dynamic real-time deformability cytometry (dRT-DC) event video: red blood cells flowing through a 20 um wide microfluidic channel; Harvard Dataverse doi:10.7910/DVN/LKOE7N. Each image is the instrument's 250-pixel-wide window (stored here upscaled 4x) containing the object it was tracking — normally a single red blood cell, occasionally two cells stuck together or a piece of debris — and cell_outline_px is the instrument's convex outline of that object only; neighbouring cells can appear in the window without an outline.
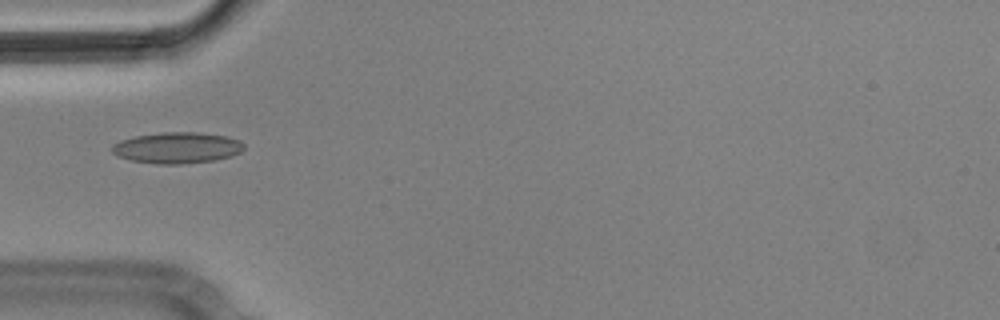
{"species": "Egyptian fruit bat (a non-hibernating species)", "species_latin": "Rousettus aegyptiacus", "temperature_condition": "cold", "stored_images_in_passage": 8, "camera_frame_rate_fps": 3000, "um_per_image_px": 0.085, "animal": {"sex": "male"}, "frame": {"image": 1, "passage_image": 5, "time_ms": 1.333, "image_size_px": [1000, 320], "cell_outline_px": [[244, 148], [240, 152], [232, 156], [216, 160], [180, 164], [156, 164], [132, 160], [120, 156], [112, 152], [112, 144], [120, 140], [136, 136], [164, 132], [196, 132], [228, 136], [240, 140], [244, 144]], "centroid_in_image_um": [15.09, 12.56], "position_along_channel_um": 69.9, "area_um2": 23.93}}
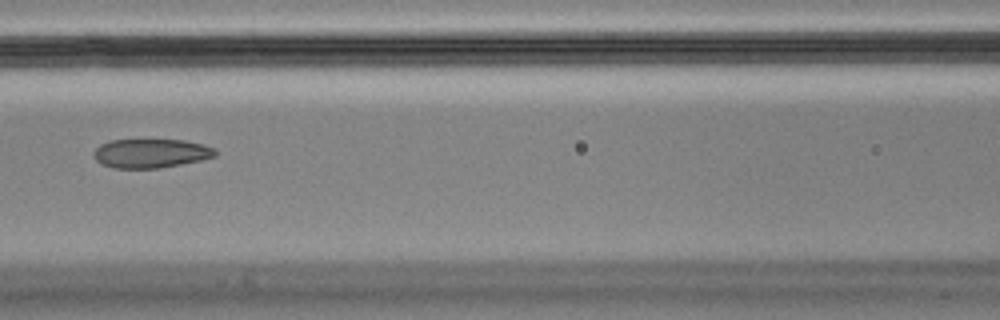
{"frame": {"image": 2, "passage_image": 7, "time_ms": 2.0, "image_size_px": [1000, 320], "cell_outline_px": [[216, 156], [200, 160], [160, 168], [116, 168], [104, 164], [96, 160], [92, 156], [92, 152], [100, 144], [112, 140], [184, 140], [204, 144], [212, 148], [216, 152]], "centroid_in_image_um": [12.8, 13.03], "position_along_channel_um": 153.8, "area_um2": 20.4}}
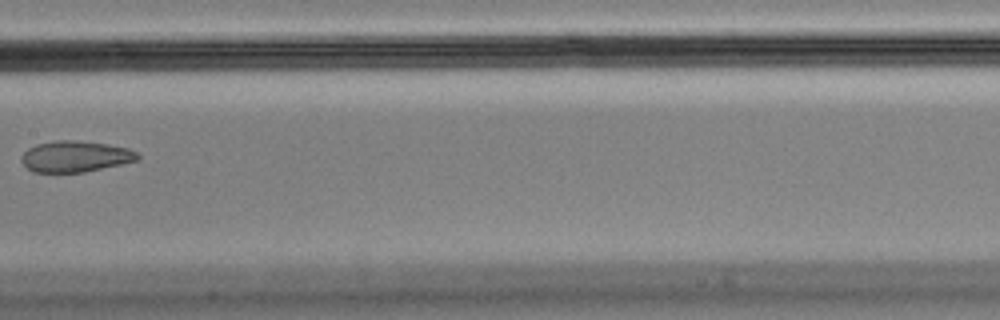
{"frame": {"image": 3, "passage_image": 8, "time_ms": 2.333, "image_size_px": [1000, 320], "cell_outline_px": [[140, 160], [84, 172], [32, 172], [20, 160], [20, 156], [28, 148], [36, 144], [56, 140], [76, 140], [108, 144], [128, 148], [136, 152], [140, 156]], "centroid_in_image_um": [6.4, 13.29], "position_along_channel_um": 201.0, "area_um2": 21.15}}